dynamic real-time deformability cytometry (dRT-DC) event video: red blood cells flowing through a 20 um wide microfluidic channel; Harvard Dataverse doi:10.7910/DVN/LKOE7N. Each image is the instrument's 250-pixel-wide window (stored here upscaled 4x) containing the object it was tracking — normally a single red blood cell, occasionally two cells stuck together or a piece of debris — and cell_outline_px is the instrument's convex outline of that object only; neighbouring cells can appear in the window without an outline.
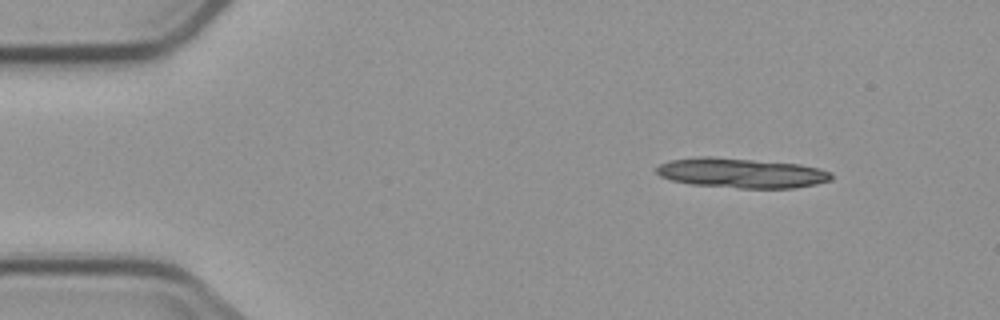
{"species": "common noctule bat (a hibernating species)", "species_latin": "Nyctalus noctula", "temperature_condition": "cold", "stored_images_in_passage": 7, "camera_frame_rate_fps": 3000, "um_per_image_px": 0.085, "animal": {"sex": "male", "body_mass_g": 23.1, "forearm_length_mm": 52.7}, "frame": {"image": 1, "passage_image": 1, "time_ms": 0.0, "image_size_px": [1000, 320], "cell_outline_px": [[832, 180], [816, 184], [792, 188], [740, 188], [692, 184], [672, 180], [660, 176], [656, 172], [656, 168], [660, 164], [668, 160], [700, 156], [712, 156], [800, 164], [820, 168], [832, 172]], "centroid_in_image_um": [63.03, 14.69], "position_along_channel_um": 22.0, "area_um2": 30.52}}
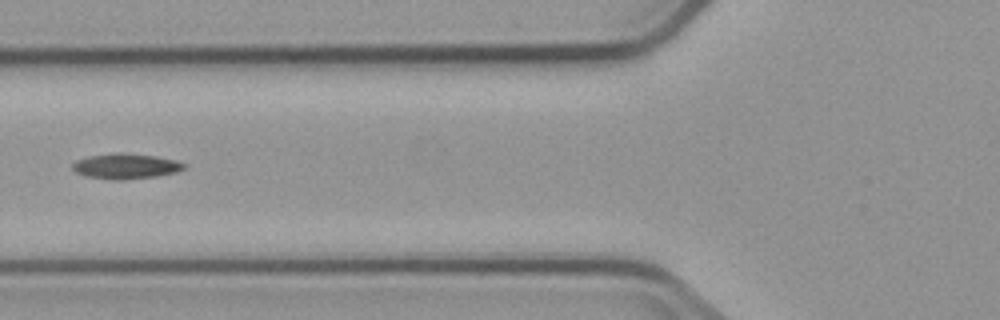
{"frame": {"image": 2, "passage_image": 5, "time_ms": 5.0, "image_size_px": [1000, 320], "cell_outline_px": [[188, 164], [184, 168], [176, 172], [156, 176], [120, 180], [116, 180], [84, 176], [76, 172], [72, 168], [72, 164], [76, 160], [88, 156], [116, 152], [120, 152], [156, 156], [176, 160]], "centroid_in_image_um": [10.68, 14.11], "position_along_channel_um": 115.1, "area_um2": 16.53}}
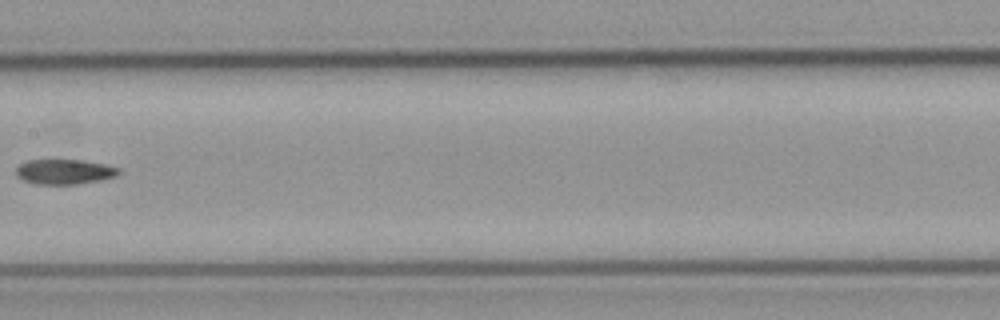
{"frame": {"image": 3, "passage_image": 7, "time_ms": 7.333, "image_size_px": [1000, 320], "cell_outline_px": [[120, 172], [116, 176], [100, 180], [76, 184], [36, 184], [24, 180], [16, 176], [16, 168], [20, 164], [28, 160], [84, 160], [104, 164], [120, 168]], "centroid_in_image_um": [5.48, 14.59], "position_along_channel_um": 201.9, "area_um2": 14.91}}